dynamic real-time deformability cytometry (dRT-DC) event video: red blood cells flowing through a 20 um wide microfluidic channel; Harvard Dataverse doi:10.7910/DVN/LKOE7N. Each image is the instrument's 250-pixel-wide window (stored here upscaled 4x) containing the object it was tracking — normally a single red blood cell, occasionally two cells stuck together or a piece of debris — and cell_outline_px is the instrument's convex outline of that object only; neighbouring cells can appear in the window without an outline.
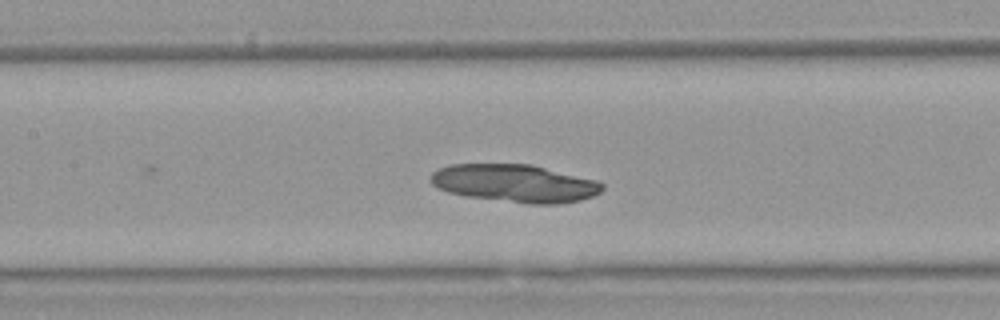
{"species": "Egyptian fruit bat (a non-hibernating species)", "species_latin": "Rousettus aegyptiacus", "temperature_condition": "warm", "stored_images_in_passage": 20, "camera_frame_rate_fps": 3000, "um_per_image_px": 0.085, "animal": {"sex": "female"}, "frame": {"image": 1, "passage_image": 20, "time_ms": 6.333, "image_size_px": [1000, 320], "cell_outline_px": [[604, 188], [600, 192], [592, 196], [580, 200], [556, 204], [528, 204], [464, 196], [448, 192], [436, 188], [432, 184], [432, 172], [448, 164], [532, 164], [596, 180], [604, 184]], "centroid_in_image_um": [43.76, 15.58], "position_along_channel_um": 163.6, "area_um2": 37.92}}